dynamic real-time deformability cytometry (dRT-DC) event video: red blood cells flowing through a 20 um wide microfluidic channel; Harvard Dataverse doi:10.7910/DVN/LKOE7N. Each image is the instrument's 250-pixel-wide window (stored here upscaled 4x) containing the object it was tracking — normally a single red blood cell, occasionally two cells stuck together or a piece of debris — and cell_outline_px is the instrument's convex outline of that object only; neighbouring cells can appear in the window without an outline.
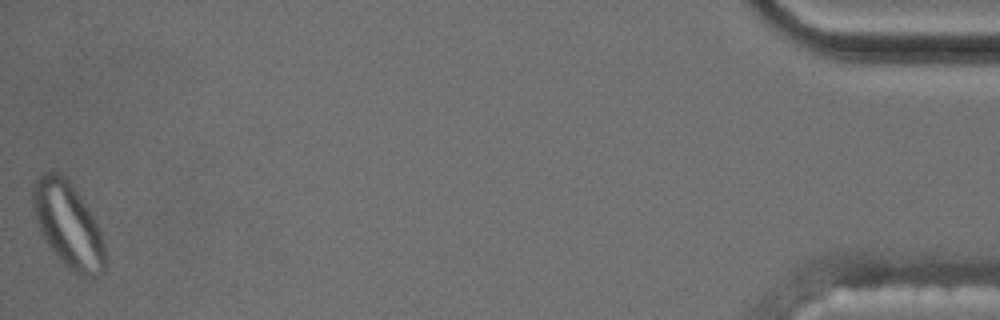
{"species": "common noctule bat (a hibernating species)", "species_latin": "Nyctalus noctula", "temperature_condition": "cold", "stored_images_in_passage": 53, "segment_of_instrument_passage": [2, 2], "camera_frame_rate_fps": 3000, "um_per_image_px": 0.085, "animal": {"sex": "male", "body_mass_g": 17.5, "forearm_length_mm": 52.3}, "frame": {"image": 1, "passage_image": 53, "time_ms": 17.333, "image_size_px": [1000, 320], "cell_outline_px": [[108, 264], [104, 272], [92, 280], [80, 276], [68, 268], [56, 256], [44, 240], [40, 232], [36, 220], [32, 204], [32, 188], [36, 180], [44, 172], [56, 172], [68, 180], [88, 208], [100, 232], [104, 244], [108, 260]], "centroid_in_image_um": [5.82, 19.21], "position_along_channel_um": 429.4, "area_um2": 36.13}}